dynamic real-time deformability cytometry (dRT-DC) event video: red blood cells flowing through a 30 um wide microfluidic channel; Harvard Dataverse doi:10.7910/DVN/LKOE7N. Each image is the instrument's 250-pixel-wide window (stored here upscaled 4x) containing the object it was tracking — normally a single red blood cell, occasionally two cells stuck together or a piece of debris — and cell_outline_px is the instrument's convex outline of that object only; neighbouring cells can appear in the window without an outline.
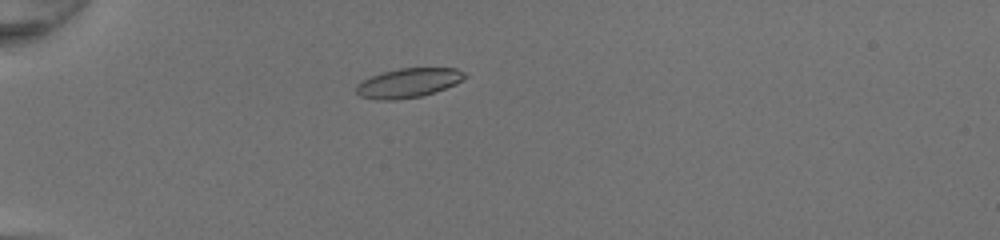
{"species": "common noctule bat (a hibernating species)", "species_latin": "Nyctalus noctula", "temperature_condition": "room temperature", "stored_images_in_passage": 45, "camera_frame_rate_fps": 3000, "um_per_image_px": 0.085, "animal": {"sex": "female", "body_mass_g": 20.0, "forearm_length_mm": 54.0}, "frame": {"image": 1, "passage_image": 11, "time_ms": 3.333, "image_size_px": [1000, 240], "cell_outline_px": [[468, 76], [436, 92], [420, 96], [396, 100], [376, 100], [360, 96], [356, 92], [356, 84], [372, 76], [384, 72], [400, 68], [456, 68], [464, 72]], "centroid_in_image_um": [34.68, 7.05], "position_along_channel_um": 50.3, "area_um2": 18.32}}
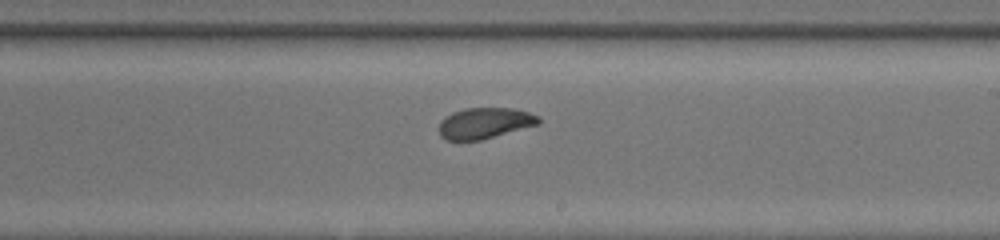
{"frame": {"image": 2, "passage_image": 27, "time_ms": 8.667, "image_size_px": [1000, 240], "cell_outline_px": [[540, 124], [480, 140], [444, 140], [440, 136], [440, 120], [444, 116], [452, 112], [464, 108], [512, 108], [528, 112], [540, 116]], "centroid_in_image_um": [41.19, 10.46], "position_along_channel_um": 247.8, "area_um2": 18.03}}
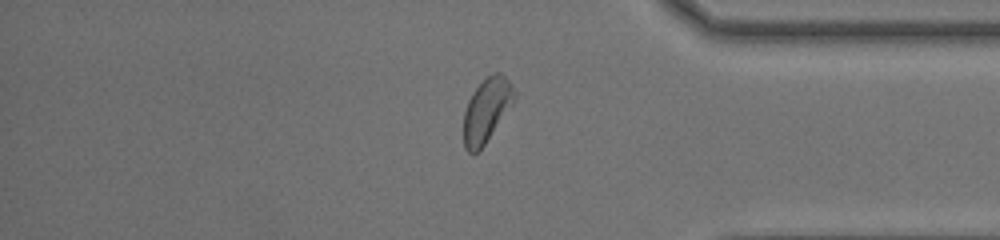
{"frame": {"image": 3, "passage_image": 38, "time_ms": 12.333, "image_size_px": [1000, 240], "cell_outline_px": [[516, 96], [512, 104], [484, 144], [476, 152], [468, 152], [464, 148], [464, 112], [468, 100], [472, 92], [492, 72], [500, 72], [508, 80], [516, 92]], "centroid_in_image_um": [41.35, 9.33], "position_along_channel_um": 393.8, "area_um2": 18.44}, "authors_computed_cell_mechanics": {"area_um2": 19.0162, "velocity_mm_per_s": 4.2939, "shape_relaxation_time_tau1_ms": 1.6592, "shape_relaxation_time_tau2_ms": 1.2362, "deformation_change_tau1": 0.1221, "deformation_change_tau2": 0.0711}}